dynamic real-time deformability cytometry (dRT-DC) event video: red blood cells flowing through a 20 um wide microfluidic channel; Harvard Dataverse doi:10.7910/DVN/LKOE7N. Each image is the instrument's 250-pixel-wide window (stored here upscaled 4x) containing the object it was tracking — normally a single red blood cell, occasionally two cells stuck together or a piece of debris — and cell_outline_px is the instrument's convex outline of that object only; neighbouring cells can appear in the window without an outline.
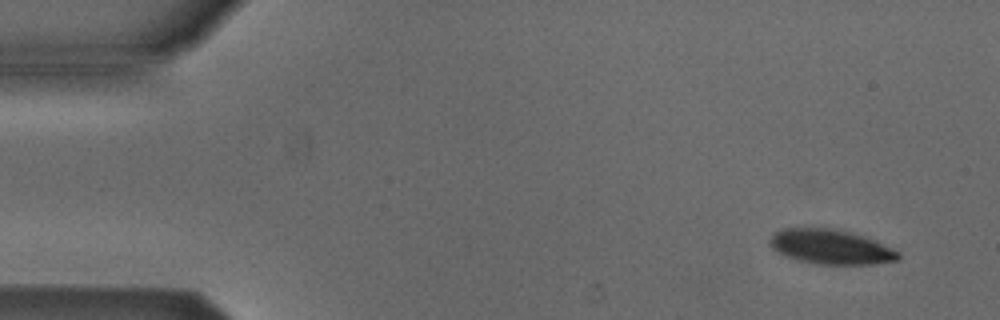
{"species": "Egyptian fruit bat (a non-hibernating species)", "species_latin": "Rousettus aegyptiacus", "temperature_condition": "cold", "stored_images_in_passage": 4, "camera_frame_rate_fps": 3000, "um_per_image_px": 0.085, "animal": {"sex": "male"}, "frame": {"image": 1, "passage_image": 1, "time_ms": 0.0, "image_size_px": [1000, 320], "cell_outline_px": [[900, 260], [872, 264], [812, 264], [796, 260], [784, 256], [776, 252], [768, 244], [768, 240], [776, 232], [784, 228], [824, 228], [848, 232], [872, 240], [900, 252]], "centroid_in_image_um": [70.55, 21.01], "position_along_channel_um": 14.5, "area_um2": 25.72}}
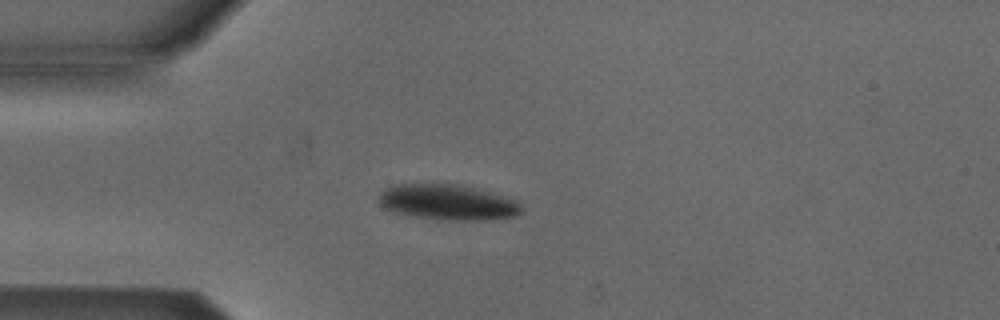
{"frame": {"image": 2, "passage_image": 4, "time_ms": 3.333, "image_size_px": [1000, 320], "cell_outline_px": [[524, 212], [516, 216], [488, 220], [448, 220], [416, 216], [396, 212], [384, 208], [376, 200], [380, 192], [384, 188], [392, 184], [432, 180], [456, 184], [516, 200], [524, 208]], "centroid_in_image_um": [37.97, 17.14], "position_along_channel_um": 47.0, "area_um2": 30.29}}